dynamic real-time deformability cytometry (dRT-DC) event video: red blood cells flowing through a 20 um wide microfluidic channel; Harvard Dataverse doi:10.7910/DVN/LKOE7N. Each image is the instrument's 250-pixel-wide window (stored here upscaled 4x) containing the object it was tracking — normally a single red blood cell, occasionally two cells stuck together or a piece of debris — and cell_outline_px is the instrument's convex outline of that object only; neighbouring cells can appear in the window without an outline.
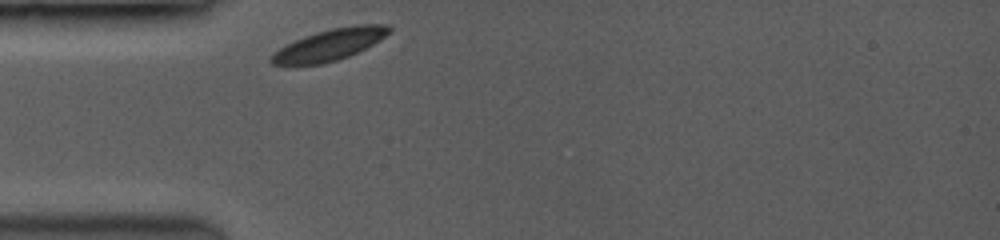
{"species": "common noctule bat (a hibernating species)", "species_latin": "Nyctalus noctula", "temperature_condition": "room temperature", "stored_images_in_passage": 10, "camera_frame_rate_fps": 3500, "um_per_image_px": 0.085, "animal": {"sex": "female", "body_mass_g": 19.0, "forearm_length_mm": 53.3}, "frame": {"image": 1, "passage_image": 1, "time_ms": 0.0, "image_size_px": [1000, 240], "cell_outline_px": [[392, 28], [380, 40], [348, 56], [324, 64], [272, 64], [268, 60], [268, 56], [272, 52], [304, 36], [316, 32], [332, 28], [356, 24], [388, 24]], "centroid_in_image_um": [27.99, 3.79], "position_along_channel_um": 57.0, "area_um2": 21.33}}
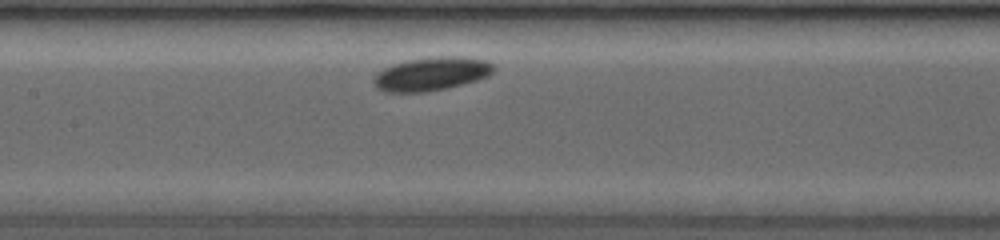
{"frame": {"image": 2, "passage_image": 9, "time_ms": 3.143, "image_size_px": [1000, 240], "cell_outline_px": [[496, 68], [488, 76], [476, 80], [444, 88], [420, 92], [388, 92], [376, 88], [372, 80], [372, 76], [384, 68], [392, 64], [408, 60], [436, 56], [464, 56], [484, 60], [492, 64]], "centroid_in_image_um": [36.64, 6.26], "position_along_channel_um": 170.8, "area_um2": 23.29}}